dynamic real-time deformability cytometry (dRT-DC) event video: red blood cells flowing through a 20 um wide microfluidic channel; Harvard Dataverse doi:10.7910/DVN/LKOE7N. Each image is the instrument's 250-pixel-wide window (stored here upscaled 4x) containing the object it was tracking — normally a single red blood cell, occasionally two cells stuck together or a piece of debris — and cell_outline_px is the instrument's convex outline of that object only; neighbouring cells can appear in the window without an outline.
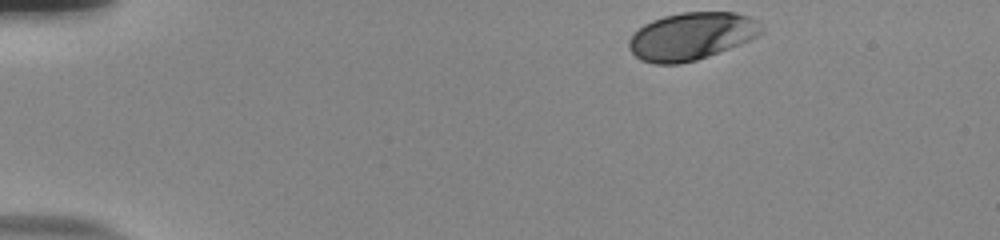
{"species": "human", "species_latin": "Homo sapiens", "temperature_condition": "room temperature", "stored_images_in_passage": 39, "camera_frame_rate_fps": 3000, "um_per_image_px": 0.085, "donor": {"sex": "male"}, "frame": {"image": 1, "passage_image": 1, "time_ms": 0.0, "image_size_px": [1000, 240], "cell_outline_px": [[764, 32], [748, 40], [708, 56], [696, 60], [680, 64], [652, 64], [640, 60], [628, 48], [628, 40], [644, 24], [652, 20], [664, 16], [680, 12], [736, 12], [748, 16], [756, 20], [764, 28]], "centroid_in_image_um": [58.75, 3.07], "position_along_channel_um": 26.2, "area_um2": 36.59}}
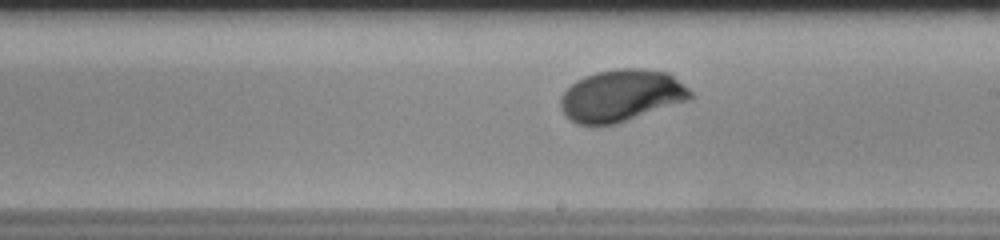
{"frame": {"image": 2, "passage_image": 25, "time_ms": 8.0, "image_size_px": [1000, 240], "cell_outline_px": [[692, 100], [616, 124], [576, 124], [560, 108], [560, 96], [576, 80], [584, 76], [596, 72], [616, 68], [648, 68], [672, 72], [692, 92]], "centroid_in_image_um": [52.88, 8.1], "position_along_channel_um": 236.1, "area_um2": 39.82}}
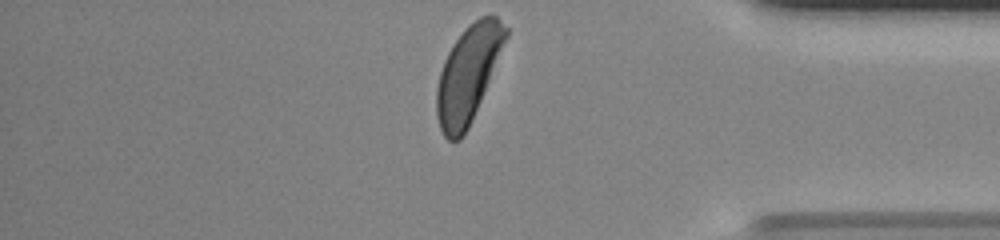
{"frame": {"image": 3, "passage_image": 39, "time_ms": 12.667, "image_size_px": [1000, 240], "cell_outline_px": [[508, 36], [468, 128], [464, 136], [460, 140], [448, 140], [444, 136], [440, 128], [436, 116], [436, 88], [440, 72], [444, 60], [452, 44], [468, 24], [480, 16], [496, 16], [508, 28]], "centroid_in_image_um": [39.76, 6.29], "position_along_channel_um": 395.4, "area_um2": 38.32}, "authors_computed_cell_mechanics": {"area_um2": 38.0902, "velocity_mm_per_s": 3.8127, "shape_relaxation_time_tau1_ms": 3.0925, "shape_relaxation_time_tau2_ms": null, "deformation_change_tau1": 0.1632, "deformation_change_tau2": null}}